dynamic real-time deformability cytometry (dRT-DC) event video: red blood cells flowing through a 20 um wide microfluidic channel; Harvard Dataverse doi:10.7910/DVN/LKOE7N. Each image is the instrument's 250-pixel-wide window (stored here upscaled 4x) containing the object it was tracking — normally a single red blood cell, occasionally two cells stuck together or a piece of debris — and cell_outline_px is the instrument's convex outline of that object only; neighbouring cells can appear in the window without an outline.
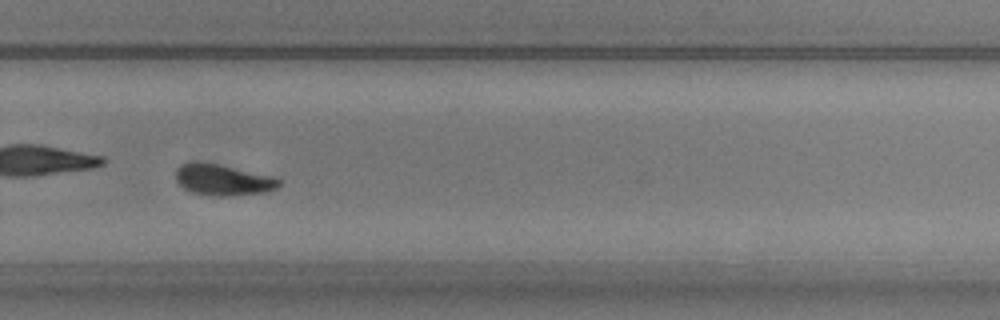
{"species": "common noctule bat (a hibernating species)", "species_latin": "Nyctalus noctula", "temperature_condition": "warm", "stored_images_in_passage": 32, "camera_frame_rate_fps": 3000, "um_per_image_px": 0.085, "animal": {"sex": "male", "body_mass_g": 20.5, "forearm_length_mm": 52.5}, "frame": {"image": 1, "passage_image": 23, "time_ms": 7.333, "image_size_px": [1000, 320], "cell_outline_px": [[280, 184], [276, 188], [264, 192], [236, 196], [212, 196], [192, 192], [184, 188], [176, 180], [176, 168], [180, 164], [188, 160], [200, 160], [220, 164], [272, 176], [280, 180]], "centroid_in_image_um": [18.89, 15.26], "position_along_channel_um": 310.9, "area_um2": 19.13}, "authors_computed_cell_mechanics": {"area_um2": 19.1029, "velocity_mm_per_s": 3.7013, "shape_relaxation_time_tau1_ms": 2.1731, "shape_relaxation_time_tau2_ms": 5.5235, "deformation_change_tau1": 0.2268, "deformation_change_tau2": 0.1204}}